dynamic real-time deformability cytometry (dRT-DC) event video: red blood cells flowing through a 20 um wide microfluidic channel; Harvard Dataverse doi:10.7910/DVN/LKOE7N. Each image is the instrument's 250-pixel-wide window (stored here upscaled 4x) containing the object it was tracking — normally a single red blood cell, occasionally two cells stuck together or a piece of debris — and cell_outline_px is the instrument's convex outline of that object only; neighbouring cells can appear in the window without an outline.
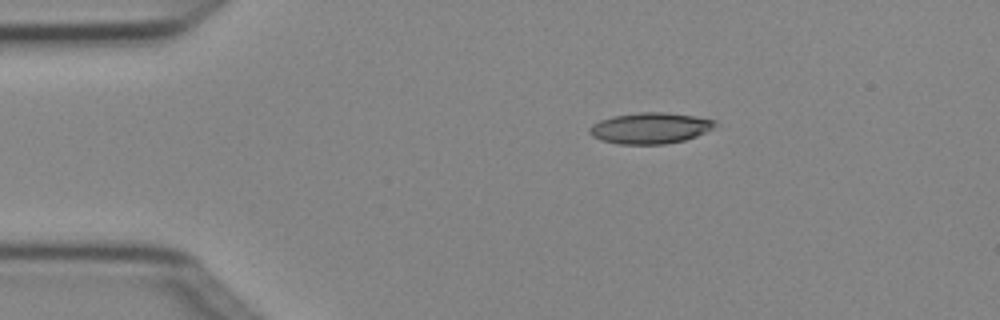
{"species": "Egyptian fruit bat (a non-hibernating species)", "species_latin": "Rousettus aegyptiacus", "temperature_condition": "cold", "stored_images_in_passage": 6, "camera_frame_rate_fps": 3000, "um_per_image_px": 0.085, "animal": {"sex": "female"}, "frame": {"image": 1, "passage_image": 3, "time_ms": 0.667, "image_size_px": [1000, 320], "cell_outline_px": [[716, 124], [712, 128], [696, 136], [684, 140], [664, 144], [616, 144], [600, 140], [592, 136], [588, 132], [588, 128], [592, 124], [600, 120], [612, 116], [640, 112], [664, 112], [696, 116], [716, 120]], "centroid_in_image_um": [55.22, 10.89], "position_along_channel_um": 29.8, "area_um2": 22.77}}
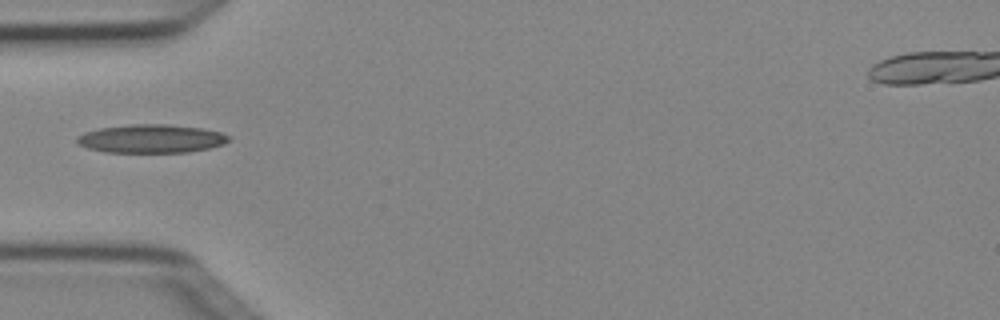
{"frame": {"image": 2, "passage_image": 5, "time_ms": 1.333, "image_size_px": [1000, 320], "cell_outline_px": [[232, 140], [224, 144], [208, 148], [188, 152], [104, 152], [88, 148], [76, 144], [76, 136], [84, 132], [100, 128], [132, 124], [168, 124], [200, 128], [220, 132], [232, 136]], "centroid_in_image_um": [12.85, 11.79], "position_along_channel_um": 72.1, "area_um2": 25.32}}
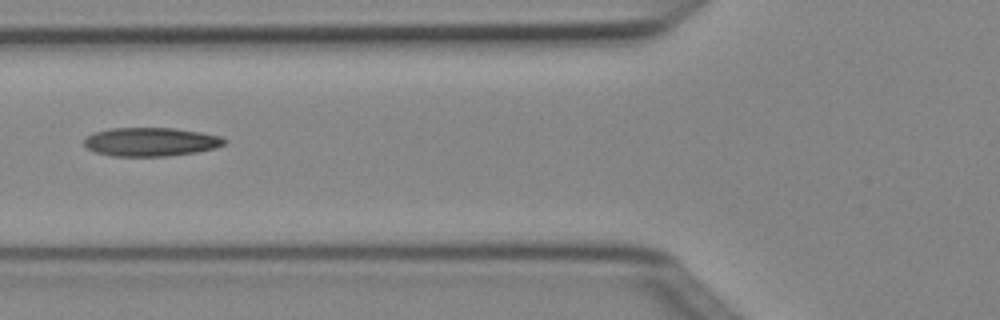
{"frame": {"image": 3, "passage_image": 6, "time_ms": 1.667, "image_size_px": [1000, 320], "cell_outline_px": [[228, 140], [224, 144], [216, 148], [196, 152], [168, 156], [112, 156], [96, 152], [88, 148], [84, 144], [84, 136], [92, 132], [112, 128], [172, 128], [200, 132], [220, 136]], "centroid_in_image_um": [12.8, 12.05], "position_along_channel_um": 113.0, "area_um2": 23.52}}